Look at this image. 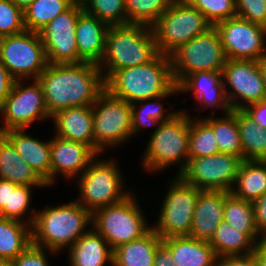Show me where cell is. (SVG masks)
Returning a JSON list of instances; mask_svg holds the SVG:
<instances>
[{"mask_svg":"<svg viewBox=\"0 0 266 266\" xmlns=\"http://www.w3.org/2000/svg\"><path fill=\"white\" fill-rule=\"evenodd\" d=\"M98 64H50L37 78L50 118L56 112L79 106H92L106 90Z\"/></svg>","mask_w":266,"mask_h":266,"instance_id":"1","label":"cell"},{"mask_svg":"<svg viewBox=\"0 0 266 266\" xmlns=\"http://www.w3.org/2000/svg\"><path fill=\"white\" fill-rule=\"evenodd\" d=\"M32 212L35 214L28 219V224L32 226V244L51 253L64 247L70 248L87 232L84 229L92 222V213L76 200Z\"/></svg>","mask_w":266,"mask_h":266,"instance_id":"2","label":"cell"},{"mask_svg":"<svg viewBox=\"0 0 266 266\" xmlns=\"http://www.w3.org/2000/svg\"><path fill=\"white\" fill-rule=\"evenodd\" d=\"M159 54L151 26L143 24L110 25L105 51L98 64L105 82L120 69L145 65ZM104 64V67H103Z\"/></svg>","mask_w":266,"mask_h":266,"instance_id":"3","label":"cell"},{"mask_svg":"<svg viewBox=\"0 0 266 266\" xmlns=\"http://www.w3.org/2000/svg\"><path fill=\"white\" fill-rule=\"evenodd\" d=\"M105 86L113 97L129 104L167 95L176 86L170 56L159 53L145 65L117 70Z\"/></svg>","mask_w":266,"mask_h":266,"instance_id":"4","label":"cell"},{"mask_svg":"<svg viewBox=\"0 0 266 266\" xmlns=\"http://www.w3.org/2000/svg\"><path fill=\"white\" fill-rule=\"evenodd\" d=\"M189 139V114L179 111L172 119L161 122L148 141L143 156L145 170H163L179 162V175L189 160Z\"/></svg>","mask_w":266,"mask_h":266,"instance_id":"5","label":"cell"},{"mask_svg":"<svg viewBox=\"0 0 266 266\" xmlns=\"http://www.w3.org/2000/svg\"><path fill=\"white\" fill-rule=\"evenodd\" d=\"M212 27L187 0H173L152 29L158 52L170 56L181 45Z\"/></svg>","mask_w":266,"mask_h":266,"instance_id":"6","label":"cell"},{"mask_svg":"<svg viewBox=\"0 0 266 266\" xmlns=\"http://www.w3.org/2000/svg\"><path fill=\"white\" fill-rule=\"evenodd\" d=\"M142 209L135 195L120 203L101 207L92 213L94 228L109 244L112 250L144 236L152 227L147 226ZM147 223V224H146Z\"/></svg>","mask_w":266,"mask_h":266,"instance_id":"7","label":"cell"},{"mask_svg":"<svg viewBox=\"0 0 266 266\" xmlns=\"http://www.w3.org/2000/svg\"><path fill=\"white\" fill-rule=\"evenodd\" d=\"M172 75L178 85L187 75L200 71H223L227 62L215 27L181 45L171 55Z\"/></svg>","mask_w":266,"mask_h":266,"instance_id":"8","label":"cell"},{"mask_svg":"<svg viewBox=\"0 0 266 266\" xmlns=\"http://www.w3.org/2000/svg\"><path fill=\"white\" fill-rule=\"evenodd\" d=\"M110 160L93 159L79 178L81 200L76 201L91 213L101 207L120 203L131 195L122 190L123 175L116 162Z\"/></svg>","mask_w":266,"mask_h":266,"instance_id":"9","label":"cell"},{"mask_svg":"<svg viewBox=\"0 0 266 266\" xmlns=\"http://www.w3.org/2000/svg\"><path fill=\"white\" fill-rule=\"evenodd\" d=\"M94 151L118 145L132 137L131 104L105 90L92 105Z\"/></svg>","mask_w":266,"mask_h":266,"instance_id":"10","label":"cell"},{"mask_svg":"<svg viewBox=\"0 0 266 266\" xmlns=\"http://www.w3.org/2000/svg\"><path fill=\"white\" fill-rule=\"evenodd\" d=\"M0 61L15 80H37L48 65L39 33L28 30L0 37Z\"/></svg>","mask_w":266,"mask_h":266,"instance_id":"11","label":"cell"},{"mask_svg":"<svg viewBox=\"0 0 266 266\" xmlns=\"http://www.w3.org/2000/svg\"><path fill=\"white\" fill-rule=\"evenodd\" d=\"M166 194L155 233L165 239L173 236H189L197 198L202 190L185 182L179 175Z\"/></svg>","mask_w":266,"mask_h":266,"instance_id":"12","label":"cell"},{"mask_svg":"<svg viewBox=\"0 0 266 266\" xmlns=\"http://www.w3.org/2000/svg\"><path fill=\"white\" fill-rule=\"evenodd\" d=\"M243 161L240 157L224 153L189 158L179 176L202 191L230 192Z\"/></svg>","mask_w":266,"mask_h":266,"instance_id":"13","label":"cell"},{"mask_svg":"<svg viewBox=\"0 0 266 266\" xmlns=\"http://www.w3.org/2000/svg\"><path fill=\"white\" fill-rule=\"evenodd\" d=\"M227 59L260 61L266 57V27L234 16L216 24Z\"/></svg>","mask_w":266,"mask_h":266,"instance_id":"14","label":"cell"},{"mask_svg":"<svg viewBox=\"0 0 266 266\" xmlns=\"http://www.w3.org/2000/svg\"><path fill=\"white\" fill-rule=\"evenodd\" d=\"M84 11L82 2L75 1L38 33L50 64H77L78 49L75 40L76 24Z\"/></svg>","mask_w":266,"mask_h":266,"instance_id":"15","label":"cell"},{"mask_svg":"<svg viewBox=\"0 0 266 266\" xmlns=\"http://www.w3.org/2000/svg\"><path fill=\"white\" fill-rule=\"evenodd\" d=\"M33 81V84L23 87L21 80H15L9 96L0 109L4 119L0 134L12 129H27L36 119L50 117L43 89L38 80Z\"/></svg>","mask_w":266,"mask_h":266,"instance_id":"16","label":"cell"},{"mask_svg":"<svg viewBox=\"0 0 266 266\" xmlns=\"http://www.w3.org/2000/svg\"><path fill=\"white\" fill-rule=\"evenodd\" d=\"M225 79L232 91H228ZM223 80L225 82V95L231 110H241L266 99V88L260 61L228 59L223 67ZM236 98L241 101L243 99L247 105L240 101L236 102Z\"/></svg>","mask_w":266,"mask_h":266,"instance_id":"17","label":"cell"},{"mask_svg":"<svg viewBox=\"0 0 266 266\" xmlns=\"http://www.w3.org/2000/svg\"><path fill=\"white\" fill-rule=\"evenodd\" d=\"M96 156L98 154L85 143L54 137L50 140V185L57 173L65 178L82 174Z\"/></svg>","mask_w":266,"mask_h":266,"instance_id":"18","label":"cell"},{"mask_svg":"<svg viewBox=\"0 0 266 266\" xmlns=\"http://www.w3.org/2000/svg\"><path fill=\"white\" fill-rule=\"evenodd\" d=\"M109 27L108 23L85 11L79 15L75 31L78 63H100L104 55Z\"/></svg>","mask_w":266,"mask_h":266,"instance_id":"19","label":"cell"},{"mask_svg":"<svg viewBox=\"0 0 266 266\" xmlns=\"http://www.w3.org/2000/svg\"><path fill=\"white\" fill-rule=\"evenodd\" d=\"M223 71H200L187 75L177 86L179 93L193 91V96L204 104V107H221L225 115L231 108L225 95ZM216 106V107H215Z\"/></svg>","mask_w":266,"mask_h":266,"instance_id":"20","label":"cell"},{"mask_svg":"<svg viewBox=\"0 0 266 266\" xmlns=\"http://www.w3.org/2000/svg\"><path fill=\"white\" fill-rule=\"evenodd\" d=\"M225 191H201L195 205L190 237L210 241L223 221Z\"/></svg>","mask_w":266,"mask_h":266,"instance_id":"21","label":"cell"},{"mask_svg":"<svg viewBox=\"0 0 266 266\" xmlns=\"http://www.w3.org/2000/svg\"><path fill=\"white\" fill-rule=\"evenodd\" d=\"M25 129L2 133L35 173L50 186V141L42 142L26 134Z\"/></svg>","mask_w":266,"mask_h":266,"instance_id":"22","label":"cell"},{"mask_svg":"<svg viewBox=\"0 0 266 266\" xmlns=\"http://www.w3.org/2000/svg\"><path fill=\"white\" fill-rule=\"evenodd\" d=\"M51 117L57 137L85 143L94 150L92 106L71 107Z\"/></svg>","mask_w":266,"mask_h":266,"instance_id":"23","label":"cell"},{"mask_svg":"<svg viewBox=\"0 0 266 266\" xmlns=\"http://www.w3.org/2000/svg\"><path fill=\"white\" fill-rule=\"evenodd\" d=\"M178 266H217V255L208 241L190 236H173L162 239Z\"/></svg>","mask_w":266,"mask_h":266,"instance_id":"24","label":"cell"},{"mask_svg":"<svg viewBox=\"0 0 266 266\" xmlns=\"http://www.w3.org/2000/svg\"><path fill=\"white\" fill-rule=\"evenodd\" d=\"M0 179L18 185L48 186L16 151L12 143L0 134Z\"/></svg>","mask_w":266,"mask_h":266,"instance_id":"25","label":"cell"},{"mask_svg":"<svg viewBox=\"0 0 266 266\" xmlns=\"http://www.w3.org/2000/svg\"><path fill=\"white\" fill-rule=\"evenodd\" d=\"M71 266H113V250L107 241L95 230H88L70 248Z\"/></svg>","mask_w":266,"mask_h":266,"instance_id":"26","label":"cell"},{"mask_svg":"<svg viewBox=\"0 0 266 266\" xmlns=\"http://www.w3.org/2000/svg\"><path fill=\"white\" fill-rule=\"evenodd\" d=\"M162 239L151 228L144 236L113 250V266H153Z\"/></svg>","mask_w":266,"mask_h":266,"instance_id":"27","label":"cell"},{"mask_svg":"<svg viewBox=\"0 0 266 266\" xmlns=\"http://www.w3.org/2000/svg\"><path fill=\"white\" fill-rule=\"evenodd\" d=\"M27 223L0 217V262L10 263L32 244V226Z\"/></svg>","mask_w":266,"mask_h":266,"instance_id":"28","label":"cell"},{"mask_svg":"<svg viewBox=\"0 0 266 266\" xmlns=\"http://www.w3.org/2000/svg\"><path fill=\"white\" fill-rule=\"evenodd\" d=\"M234 184L238 188L230 191L234 197L251 203L256 201L266 193V161L244 160Z\"/></svg>","mask_w":266,"mask_h":266,"instance_id":"29","label":"cell"},{"mask_svg":"<svg viewBox=\"0 0 266 266\" xmlns=\"http://www.w3.org/2000/svg\"><path fill=\"white\" fill-rule=\"evenodd\" d=\"M231 112L237 119L244 160L266 161V129L256 124L243 109Z\"/></svg>","mask_w":266,"mask_h":266,"instance_id":"30","label":"cell"},{"mask_svg":"<svg viewBox=\"0 0 266 266\" xmlns=\"http://www.w3.org/2000/svg\"><path fill=\"white\" fill-rule=\"evenodd\" d=\"M209 245L217 257H224L252 254L257 244L246 233L234 229L223 220L209 241Z\"/></svg>","mask_w":266,"mask_h":266,"instance_id":"31","label":"cell"},{"mask_svg":"<svg viewBox=\"0 0 266 266\" xmlns=\"http://www.w3.org/2000/svg\"><path fill=\"white\" fill-rule=\"evenodd\" d=\"M223 220L234 229L246 233L256 244L263 240L257 239L260 233L255 225L252 203L238 199L226 191Z\"/></svg>","mask_w":266,"mask_h":266,"instance_id":"32","label":"cell"},{"mask_svg":"<svg viewBox=\"0 0 266 266\" xmlns=\"http://www.w3.org/2000/svg\"><path fill=\"white\" fill-rule=\"evenodd\" d=\"M212 112L211 117L203 120L214 131L219 153L234 155L244 160L236 116L230 112L223 118H214V109Z\"/></svg>","mask_w":266,"mask_h":266,"instance_id":"33","label":"cell"},{"mask_svg":"<svg viewBox=\"0 0 266 266\" xmlns=\"http://www.w3.org/2000/svg\"><path fill=\"white\" fill-rule=\"evenodd\" d=\"M175 93H179L178 86L176 85L167 95L158 96L155 98H150L146 100H141L138 102H143L141 107L136 108V104H131V119H132V136L134 134L136 135L137 132H140V130L143 127L153 126L158 123V125L161 122L168 121L172 119L178 111H172L171 113H165V109H163L162 103H160V100L162 98H165L167 96L173 95ZM152 100H156L151 102ZM150 101V102H148ZM138 109V110H137ZM165 113V115H164Z\"/></svg>","mask_w":266,"mask_h":266,"instance_id":"34","label":"cell"},{"mask_svg":"<svg viewBox=\"0 0 266 266\" xmlns=\"http://www.w3.org/2000/svg\"><path fill=\"white\" fill-rule=\"evenodd\" d=\"M76 0H34L24 10L25 29L39 32L56 16L67 10Z\"/></svg>","mask_w":266,"mask_h":266,"instance_id":"35","label":"cell"},{"mask_svg":"<svg viewBox=\"0 0 266 266\" xmlns=\"http://www.w3.org/2000/svg\"><path fill=\"white\" fill-rule=\"evenodd\" d=\"M189 158H199L219 153L213 129L202 119H191L189 115Z\"/></svg>","mask_w":266,"mask_h":266,"instance_id":"36","label":"cell"},{"mask_svg":"<svg viewBox=\"0 0 266 266\" xmlns=\"http://www.w3.org/2000/svg\"><path fill=\"white\" fill-rule=\"evenodd\" d=\"M173 0H125L127 24L153 26Z\"/></svg>","mask_w":266,"mask_h":266,"instance_id":"37","label":"cell"},{"mask_svg":"<svg viewBox=\"0 0 266 266\" xmlns=\"http://www.w3.org/2000/svg\"><path fill=\"white\" fill-rule=\"evenodd\" d=\"M125 0H81L86 13L109 25L127 24Z\"/></svg>","mask_w":266,"mask_h":266,"instance_id":"38","label":"cell"},{"mask_svg":"<svg viewBox=\"0 0 266 266\" xmlns=\"http://www.w3.org/2000/svg\"><path fill=\"white\" fill-rule=\"evenodd\" d=\"M214 27L221 21L236 16L235 0H187Z\"/></svg>","mask_w":266,"mask_h":266,"instance_id":"39","label":"cell"},{"mask_svg":"<svg viewBox=\"0 0 266 266\" xmlns=\"http://www.w3.org/2000/svg\"><path fill=\"white\" fill-rule=\"evenodd\" d=\"M24 13L11 0H0V37L24 32Z\"/></svg>","mask_w":266,"mask_h":266,"instance_id":"40","label":"cell"},{"mask_svg":"<svg viewBox=\"0 0 266 266\" xmlns=\"http://www.w3.org/2000/svg\"><path fill=\"white\" fill-rule=\"evenodd\" d=\"M33 186L18 185L16 188H10L9 198V219L21 221L23 215L30 209L31 189Z\"/></svg>","mask_w":266,"mask_h":266,"instance_id":"41","label":"cell"},{"mask_svg":"<svg viewBox=\"0 0 266 266\" xmlns=\"http://www.w3.org/2000/svg\"><path fill=\"white\" fill-rule=\"evenodd\" d=\"M236 16L266 27V0H235Z\"/></svg>","mask_w":266,"mask_h":266,"instance_id":"42","label":"cell"},{"mask_svg":"<svg viewBox=\"0 0 266 266\" xmlns=\"http://www.w3.org/2000/svg\"><path fill=\"white\" fill-rule=\"evenodd\" d=\"M44 250L46 249L31 244L10 263L12 266H49Z\"/></svg>","mask_w":266,"mask_h":266,"instance_id":"43","label":"cell"},{"mask_svg":"<svg viewBox=\"0 0 266 266\" xmlns=\"http://www.w3.org/2000/svg\"><path fill=\"white\" fill-rule=\"evenodd\" d=\"M255 225L261 239H266V193L252 203Z\"/></svg>","mask_w":266,"mask_h":266,"instance_id":"44","label":"cell"},{"mask_svg":"<svg viewBox=\"0 0 266 266\" xmlns=\"http://www.w3.org/2000/svg\"><path fill=\"white\" fill-rule=\"evenodd\" d=\"M217 266H257L254 253L217 258Z\"/></svg>","mask_w":266,"mask_h":266,"instance_id":"45","label":"cell"},{"mask_svg":"<svg viewBox=\"0 0 266 266\" xmlns=\"http://www.w3.org/2000/svg\"><path fill=\"white\" fill-rule=\"evenodd\" d=\"M14 82L15 79L0 61V109L3 106L6 98L9 96Z\"/></svg>","mask_w":266,"mask_h":266,"instance_id":"46","label":"cell"},{"mask_svg":"<svg viewBox=\"0 0 266 266\" xmlns=\"http://www.w3.org/2000/svg\"><path fill=\"white\" fill-rule=\"evenodd\" d=\"M261 128L266 129V99L243 109Z\"/></svg>","mask_w":266,"mask_h":266,"instance_id":"47","label":"cell"},{"mask_svg":"<svg viewBox=\"0 0 266 266\" xmlns=\"http://www.w3.org/2000/svg\"><path fill=\"white\" fill-rule=\"evenodd\" d=\"M18 184L0 179V217L9 219L10 188H16Z\"/></svg>","mask_w":266,"mask_h":266,"instance_id":"48","label":"cell"},{"mask_svg":"<svg viewBox=\"0 0 266 266\" xmlns=\"http://www.w3.org/2000/svg\"><path fill=\"white\" fill-rule=\"evenodd\" d=\"M153 266H178L173 261L170 250L163 243H161L156 250Z\"/></svg>","mask_w":266,"mask_h":266,"instance_id":"49","label":"cell"},{"mask_svg":"<svg viewBox=\"0 0 266 266\" xmlns=\"http://www.w3.org/2000/svg\"><path fill=\"white\" fill-rule=\"evenodd\" d=\"M257 266H266V239L261 240L253 252Z\"/></svg>","mask_w":266,"mask_h":266,"instance_id":"50","label":"cell"},{"mask_svg":"<svg viewBox=\"0 0 266 266\" xmlns=\"http://www.w3.org/2000/svg\"><path fill=\"white\" fill-rule=\"evenodd\" d=\"M23 12L34 0H11Z\"/></svg>","mask_w":266,"mask_h":266,"instance_id":"51","label":"cell"},{"mask_svg":"<svg viewBox=\"0 0 266 266\" xmlns=\"http://www.w3.org/2000/svg\"><path fill=\"white\" fill-rule=\"evenodd\" d=\"M260 68H261V73H262V77H263L265 88H266V57L260 60Z\"/></svg>","mask_w":266,"mask_h":266,"instance_id":"52","label":"cell"},{"mask_svg":"<svg viewBox=\"0 0 266 266\" xmlns=\"http://www.w3.org/2000/svg\"><path fill=\"white\" fill-rule=\"evenodd\" d=\"M0 266H12L11 263L0 262Z\"/></svg>","mask_w":266,"mask_h":266,"instance_id":"53","label":"cell"}]
</instances>
